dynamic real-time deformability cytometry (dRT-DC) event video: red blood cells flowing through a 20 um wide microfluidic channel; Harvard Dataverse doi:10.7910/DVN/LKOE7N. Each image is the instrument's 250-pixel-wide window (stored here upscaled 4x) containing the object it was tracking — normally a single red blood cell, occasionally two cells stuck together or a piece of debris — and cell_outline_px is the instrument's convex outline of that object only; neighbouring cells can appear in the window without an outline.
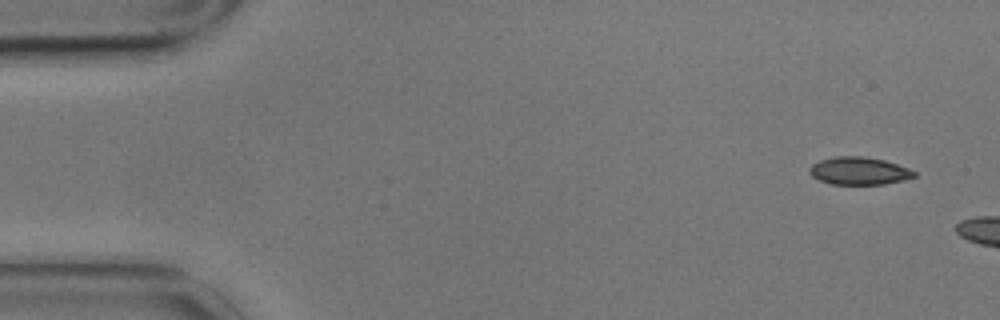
{"species": "common noctule bat (a hibernating species)", "species_latin": "Nyctalus noctula", "temperature_condition": "cold", "stored_images_in_passage": 3, "camera_frame_rate_fps": 3000, "um_per_image_px": 0.085, "animal": {"sex": "male", "body_mass_g": 17.9}, "frame": {"image": 1, "passage_image": 1, "time_ms": 0.0, "image_size_px": [1000, 320], "cell_outline_px": [[916, 176], [904, 180], [884, 184], [832, 184], [820, 180], [812, 176], [808, 172], [808, 168], [812, 164], [820, 160], [836, 156], [864, 156], [884, 160], [908, 168], [916, 172]], "centroid_in_image_um": [73.0, 14.52], "position_along_channel_um": 12.0, "area_um2": 16.88}}